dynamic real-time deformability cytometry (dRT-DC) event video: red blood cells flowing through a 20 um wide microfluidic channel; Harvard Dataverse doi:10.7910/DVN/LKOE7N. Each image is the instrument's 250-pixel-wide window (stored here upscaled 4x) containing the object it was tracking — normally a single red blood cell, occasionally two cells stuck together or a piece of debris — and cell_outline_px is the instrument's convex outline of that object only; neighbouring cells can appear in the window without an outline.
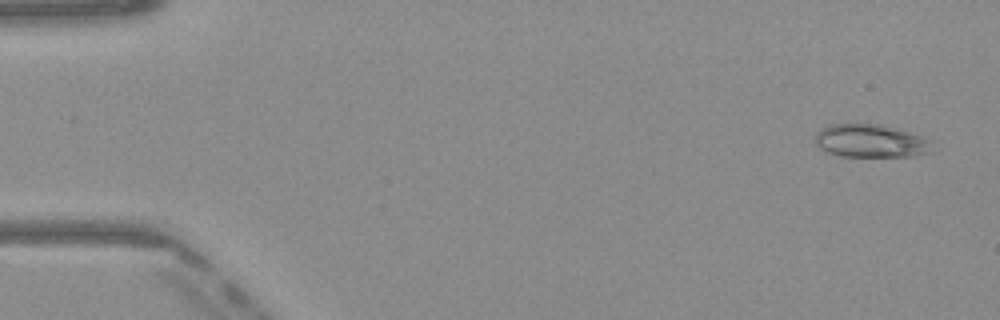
{"species": "Egyptian fruit bat (a non-hibernating species)", "species_latin": "Rousettus aegyptiacus", "temperature_condition": "warm", "stored_images_in_passage": 50, "camera_frame_rate_fps": 3000, "um_per_image_px": 0.085, "frame": {"image": 1, "passage_image": 3, "time_ms": 0.667, "image_size_px": [1000, 320], "cell_outline_px": [[932, 152], [912, 156], [840, 156], [828, 152], [820, 148], [816, 144], [816, 132], [820, 128], [828, 124], [880, 124], [896, 128], [924, 136], [932, 140]], "centroid_in_image_um": [74.04, 11.97], "position_along_channel_um": 11.0, "area_um2": 22.77}}
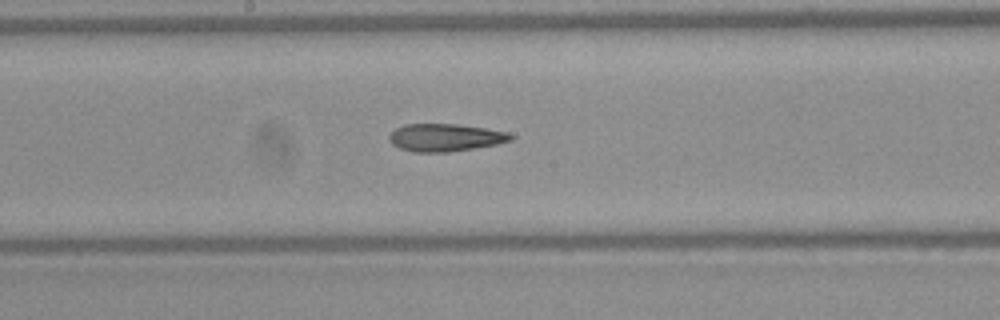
{"frame": {"image": 2, "passage_image": 27, "time_ms": 8.667, "image_size_px": [1000, 320], "cell_outline_px": [[516, 136], [512, 140], [496, 144], [448, 152], [412, 152], [400, 148], [392, 144], [388, 140], [388, 136], [396, 128], [404, 124], [456, 124], [484, 128], [508, 132]], "centroid_in_image_um": [37.83, 11.69], "position_along_channel_um": 210.4, "area_um2": 19.54}}
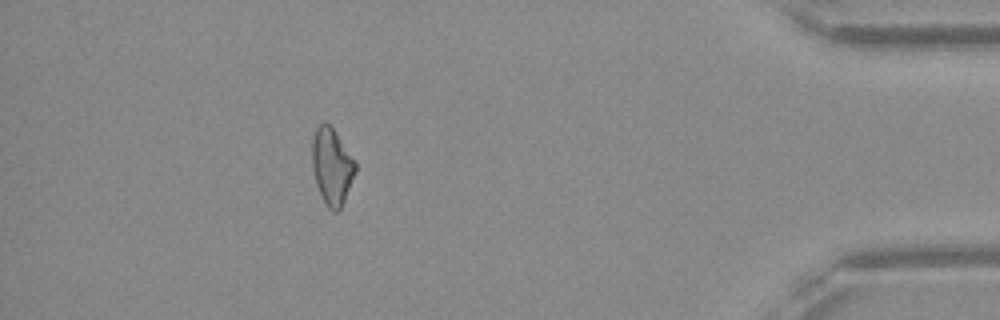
{"frame": {"image": 3, "passage_image": 45, "time_ms": 14.667, "image_size_px": [1000, 320], "cell_outline_px": [[356, 172], [344, 200], [340, 208], [336, 212], [332, 212], [328, 208], [316, 184], [312, 168], [312, 140], [316, 124], [328, 124], [332, 128], [356, 160]], "centroid_in_image_um": [28.21, 14.13], "position_along_channel_um": 407.0, "area_um2": 19.19}, "authors_computed_cell_mechanics": {"area_um2": 20.3456, "velocity_mm_per_s": 4.1248, "shape_relaxation_time_tau1_ms": null, "shape_relaxation_time_tau2_ms": 4.4865, "deformation_change_tau1": null, "deformation_change_tau2": 0.1504}}